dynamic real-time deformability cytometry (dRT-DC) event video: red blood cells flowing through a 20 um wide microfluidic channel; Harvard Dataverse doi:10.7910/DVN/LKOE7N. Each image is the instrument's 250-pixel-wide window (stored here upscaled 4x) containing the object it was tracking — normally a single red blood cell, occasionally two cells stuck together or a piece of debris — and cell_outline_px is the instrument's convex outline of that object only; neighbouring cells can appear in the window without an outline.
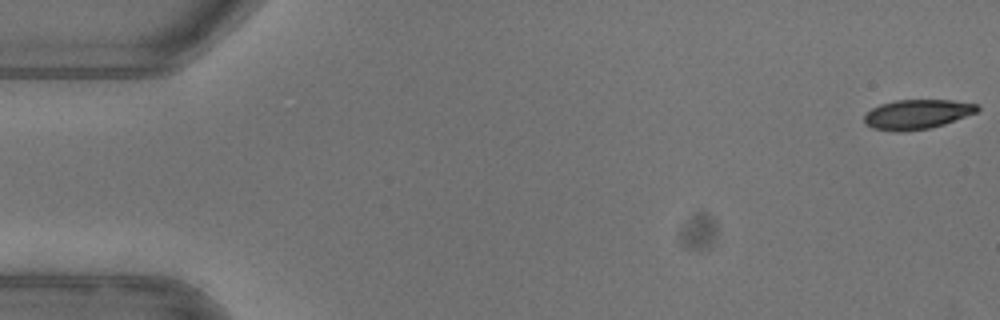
{"species": "common noctule bat (a hibernating species)", "species_latin": "Nyctalus noctula", "temperature_condition": "warm", "stored_images_in_passage": 13, "camera_frame_rate_fps": 3000, "um_per_image_px": 0.085, "animal": {"sex": "female"}, "frame": {"image": 1, "passage_image": 1, "time_ms": 0.0, "image_size_px": [1000, 320], "cell_outline_px": [[980, 108], [976, 112], [944, 124], [928, 128], [900, 132], [872, 128], [864, 124], [864, 116], [872, 108], [880, 104], [896, 100], [952, 100], [976, 104]], "centroid_in_image_um": [77.92, 9.71], "position_along_channel_um": 7.1, "area_um2": 19.31}}